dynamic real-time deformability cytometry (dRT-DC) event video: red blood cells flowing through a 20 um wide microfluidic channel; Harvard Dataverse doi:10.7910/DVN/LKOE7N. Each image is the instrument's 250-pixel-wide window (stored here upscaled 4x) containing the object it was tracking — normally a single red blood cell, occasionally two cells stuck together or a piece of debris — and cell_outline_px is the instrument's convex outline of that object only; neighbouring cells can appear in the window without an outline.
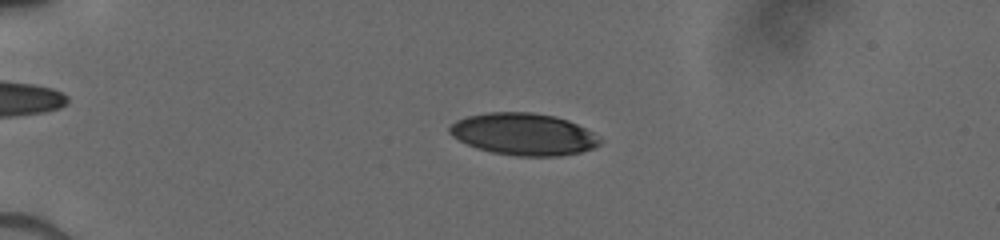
{"species": "human", "species_latin": "Homo sapiens", "temperature_condition": "cold", "stored_images_in_passage": 27, "camera_frame_rate_fps": 3000, "um_per_image_px": 0.085, "donor": {"sex": "male"}, "frame": {"image": 1, "passage_image": 10, "time_ms": 4.333, "image_size_px": [1000, 240], "cell_outline_px": [[604, 140], [600, 144], [592, 148], [580, 152], [560, 156], [516, 156], [492, 152], [476, 148], [452, 136], [448, 132], [448, 128], [456, 120], [468, 116], [488, 112], [532, 112], [556, 116], [568, 120], [592, 132]], "centroid_in_image_um": [44.51, 11.4], "position_along_channel_um": 40.5, "area_um2": 36.82}}
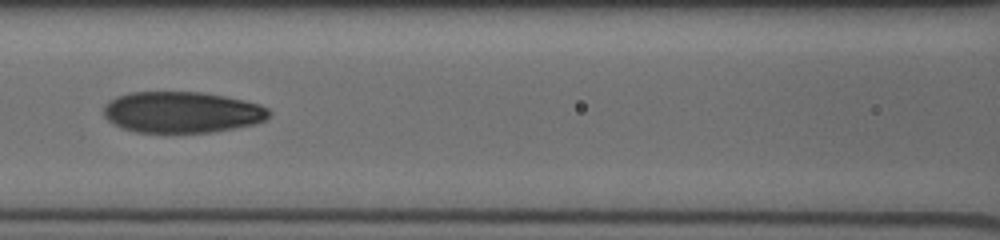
{"frame": {"image": 2, "passage_image": 20, "time_ms": 8.333, "image_size_px": [1000, 240], "cell_outline_px": [[272, 112], [264, 120], [256, 124], [212, 132], [164, 136], [136, 132], [120, 128], [108, 120], [104, 116], [104, 108], [116, 96], [132, 92], [200, 92], [224, 96], [244, 100], [260, 104], [268, 108]], "centroid_in_image_um": [15.46, 9.59], "position_along_channel_um": 151.1, "area_um2": 40.75}}
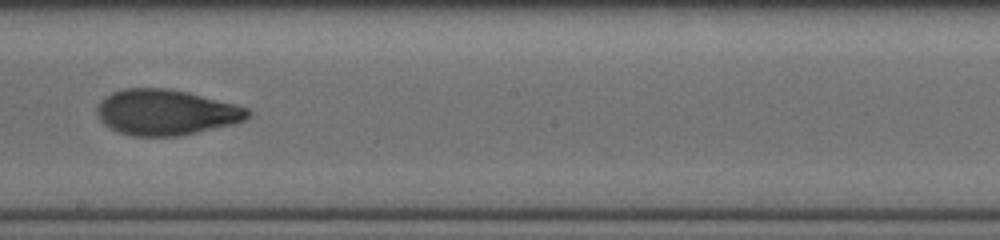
{"frame": {"image": 3, "passage_image": 25, "time_ms": 10.333, "image_size_px": [1000, 240], "cell_outline_px": [[252, 116], [244, 120], [232, 124], [180, 136], [132, 136], [116, 132], [108, 128], [96, 116], [96, 108], [100, 100], [104, 96], [112, 92], [124, 88], [168, 88], [188, 92], [236, 104], [248, 108], [252, 112]], "centroid_in_image_um": [14.08, 9.55], "position_along_channel_um": 234.1, "area_um2": 40.58}}